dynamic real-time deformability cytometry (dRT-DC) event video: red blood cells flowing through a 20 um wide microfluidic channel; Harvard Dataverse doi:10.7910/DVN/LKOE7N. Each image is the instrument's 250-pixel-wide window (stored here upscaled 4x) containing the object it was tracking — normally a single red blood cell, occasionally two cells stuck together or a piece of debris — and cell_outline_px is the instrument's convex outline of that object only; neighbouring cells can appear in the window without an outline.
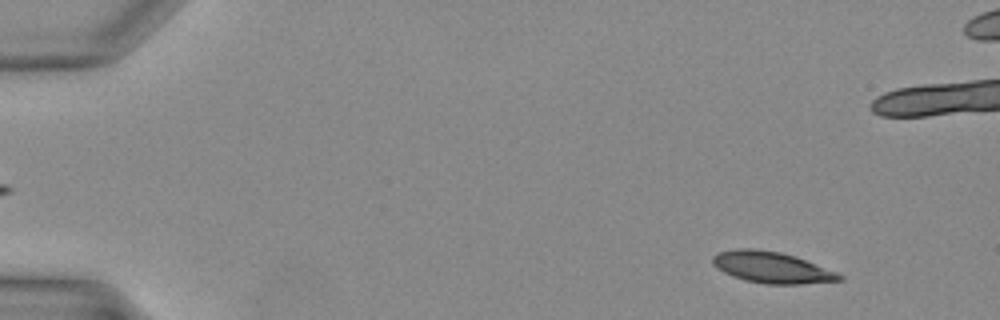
{"species": "Egyptian fruit bat (a non-hibernating species)", "species_latin": "Rousettus aegyptiacus", "temperature_condition": "warm", "stored_images_in_passage": 38, "camera_frame_rate_fps": 3000, "um_per_image_px": 0.085, "animal": {"sex": "female"}, "frame": {"image": 1, "passage_image": 4, "time_ms": 1.0, "image_size_px": [1000, 320], "cell_outline_px": [[844, 280], [800, 284], [764, 284], [744, 280], [732, 276], [724, 272], [712, 264], [712, 256], [716, 252], [736, 248], [752, 248], [780, 252], [796, 256], [836, 272], [844, 276]], "centroid_in_image_um": [65.57, 22.72], "position_along_channel_um": 19.4, "area_um2": 23.24}}
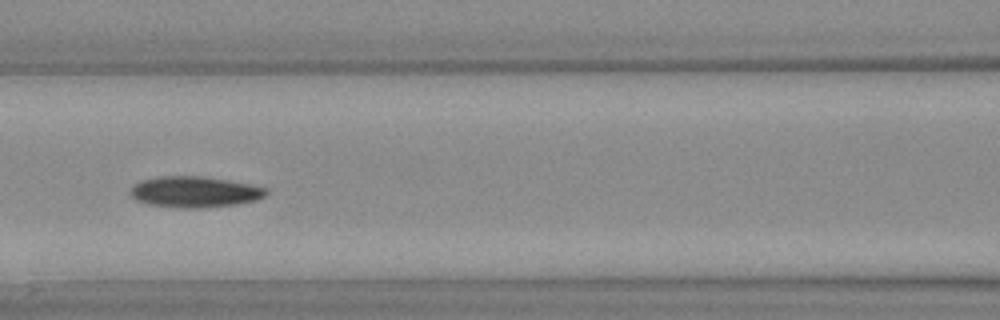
{"frame": {"image": 2, "passage_image": 18, "time_ms": 5.667, "image_size_px": [1000, 320], "cell_outline_px": [[268, 192], [264, 196], [256, 200], [232, 204], [196, 208], [184, 208], [148, 204], [136, 200], [128, 192], [132, 184], [140, 180], [156, 176], [204, 176], [252, 184], [268, 188]], "centroid_in_image_um": [16.5, 16.29], "position_along_channel_um": 150.1, "area_um2": 24.62}}
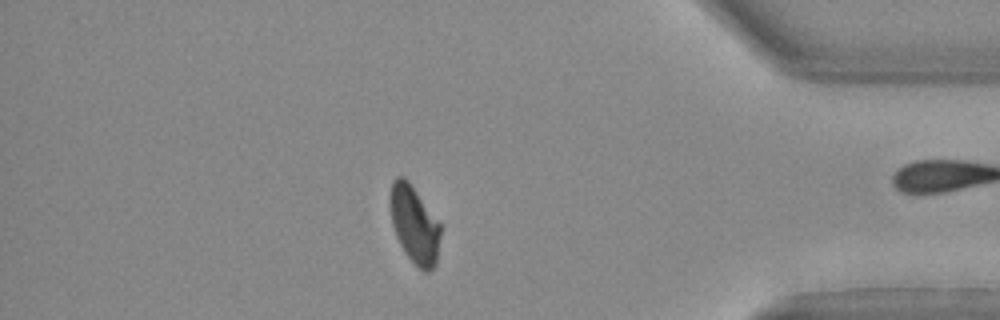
{"frame": {"image": 3, "passage_image": 34, "time_ms": 11.0, "image_size_px": [1000, 320], "cell_outline_px": [[440, 236], [436, 264], [428, 272], [424, 272], [416, 268], [404, 252], [396, 236], [392, 224], [388, 200], [392, 180], [396, 176], [404, 176], [408, 180], [440, 224]], "centroid_in_image_um": [35.19, 19.09], "position_along_channel_um": 400.0, "area_um2": 22.95}}